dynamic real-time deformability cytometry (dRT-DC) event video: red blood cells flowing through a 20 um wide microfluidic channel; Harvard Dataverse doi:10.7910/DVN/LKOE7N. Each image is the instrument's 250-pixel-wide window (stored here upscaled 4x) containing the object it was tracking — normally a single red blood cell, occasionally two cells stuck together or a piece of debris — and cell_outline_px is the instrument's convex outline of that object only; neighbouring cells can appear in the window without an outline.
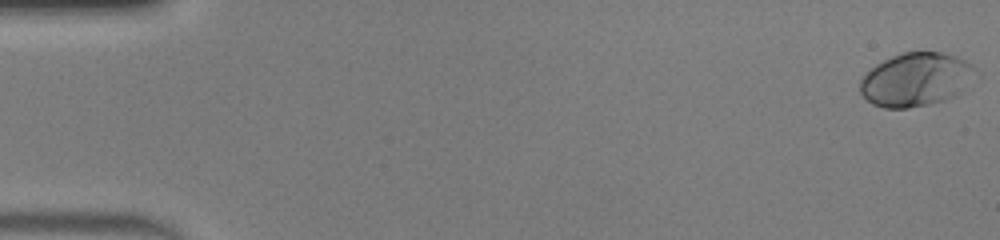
{"species": "human", "species_latin": "Homo sapiens", "temperature_condition": "warm", "stored_images_in_passage": 49, "camera_frame_rate_fps": 3000, "um_per_image_px": 0.085, "donor": {"sex": "male"}, "frame": {"image": 1, "passage_image": 1, "time_ms": 0.0, "image_size_px": [1000, 240], "cell_outline_px": [[980, 76], [956, 96], [944, 100], [928, 104], [908, 108], [884, 108], [872, 104], [860, 92], [860, 80], [876, 64], [892, 56], [904, 52], [944, 52], [956, 56], [972, 64], [980, 72]], "centroid_in_image_um": [77.94, 6.76], "position_along_channel_um": 7.1, "area_um2": 36.41}}
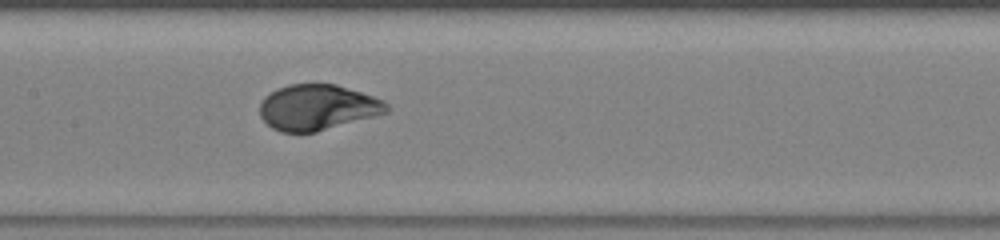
{"frame": {"image": 2, "passage_image": 25, "time_ms": 8.0, "image_size_px": [1000, 240], "cell_outline_px": [[392, 108], [388, 112], [316, 132], [280, 132], [272, 128], [260, 116], [260, 100], [264, 96], [276, 88], [288, 84], [336, 84], [384, 100]], "centroid_in_image_um": [26.97, 9.12], "position_along_channel_um": 180.4, "area_um2": 33.76}}
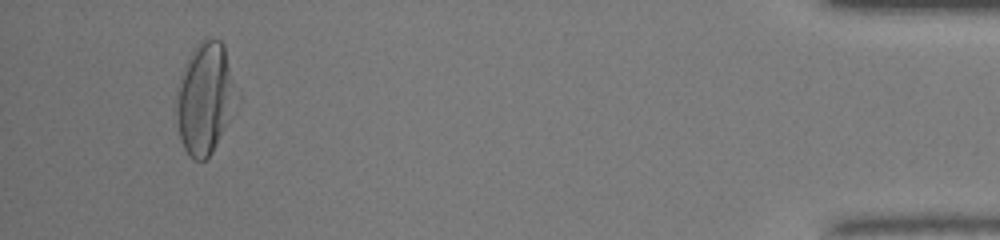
{"frame": {"image": 3, "passage_image": 47, "time_ms": 15.333, "image_size_px": [1000, 240], "cell_outline_px": [[232, 96], [220, 132], [212, 152], [204, 160], [192, 160], [188, 156], [184, 148], [180, 136], [176, 120], [176, 88], [184, 64], [188, 56], [200, 40], [204, 36], [220, 40], [224, 44], [228, 68]], "centroid_in_image_um": [17.25, 8.31], "position_along_channel_um": 417.9, "area_um2": 36.76}}